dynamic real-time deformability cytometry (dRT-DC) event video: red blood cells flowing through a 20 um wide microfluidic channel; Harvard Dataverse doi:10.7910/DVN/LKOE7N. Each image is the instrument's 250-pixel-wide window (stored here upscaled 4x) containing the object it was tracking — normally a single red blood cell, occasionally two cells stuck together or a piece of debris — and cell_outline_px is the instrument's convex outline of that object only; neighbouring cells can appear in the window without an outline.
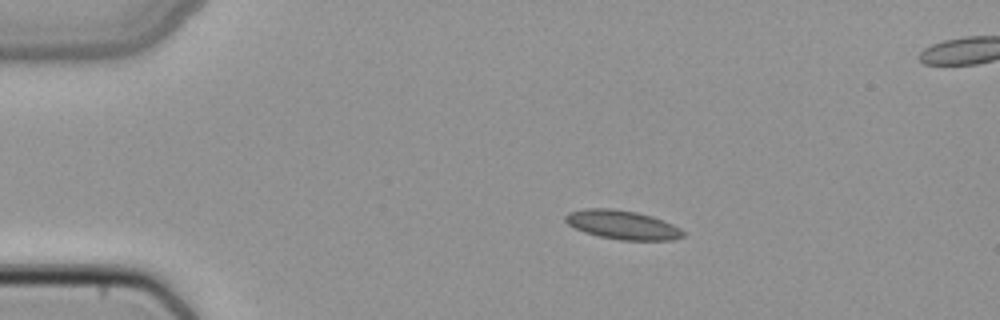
{"species": "common noctule bat (a hibernating species)", "species_latin": "Nyctalus noctula", "temperature_condition": "cold", "stored_images_in_passage": 42, "segment_of_instrument_passage": [1, 2], "camera_frame_rate_fps": 3000, "um_per_image_px": 0.085, "animal": {"sex": "female", "body_mass_g": 22.7, "forearm_length_mm": 54.2}, "frame": {"image": 1, "passage_image": 1, "time_ms": 0.0, "image_size_px": [1000, 320], "cell_outline_px": [[684, 236], [672, 240], [620, 240], [600, 236], [584, 232], [568, 224], [564, 220], [564, 216], [568, 212], [584, 208], [612, 208], [636, 212], [652, 216], [664, 220], [680, 228], [684, 232]], "centroid_in_image_um": [52.89, 19.1], "position_along_channel_um": 32.1, "area_um2": 19.88}}
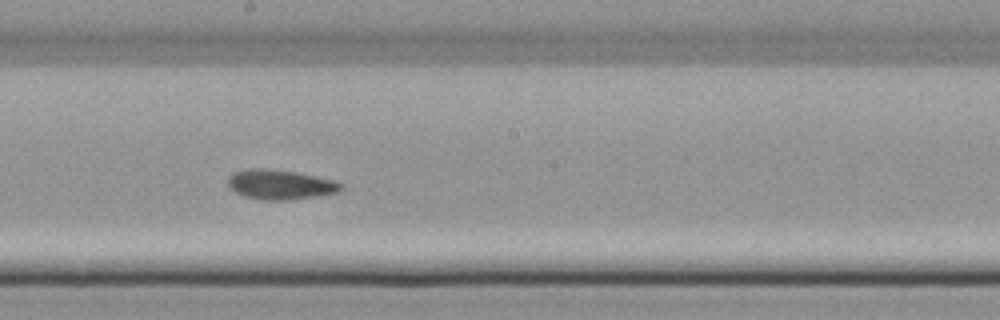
{"frame": {"image": 2, "passage_image": 19, "time_ms": 6.0, "image_size_px": [1000, 320], "cell_outline_px": [[344, 188], [336, 192], [320, 196], [288, 200], [260, 200], [244, 196], [236, 192], [228, 184], [228, 176], [232, 172], [248, 168], [268, 168], [296, 172], [332, 180], [344, 184]], "centroid_in_image_um": [23.81, 15.68], "position_along_channel_um": 224.4, "area_um2": 19.71}}
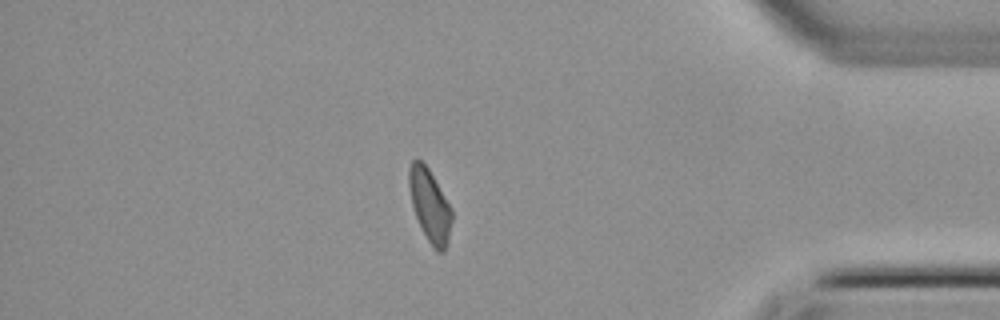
{"frame": {"image": 3, "passage_image": 34, "time_ms": 11.0, "image_size_px": [1000, 320], "cell_outline_px": [[452, 220], [448, 244], [444, 252], [436, 252], [432, 248], [416, 216], [412, 204], [408, 184], [408, 168], [412, 160], [416, 156], [428, 168], [452, 208]], "centroid_in_image_um": [36.54, 17.46], "position_along_channel_um": 398.7, "area_um2": 18.21}}